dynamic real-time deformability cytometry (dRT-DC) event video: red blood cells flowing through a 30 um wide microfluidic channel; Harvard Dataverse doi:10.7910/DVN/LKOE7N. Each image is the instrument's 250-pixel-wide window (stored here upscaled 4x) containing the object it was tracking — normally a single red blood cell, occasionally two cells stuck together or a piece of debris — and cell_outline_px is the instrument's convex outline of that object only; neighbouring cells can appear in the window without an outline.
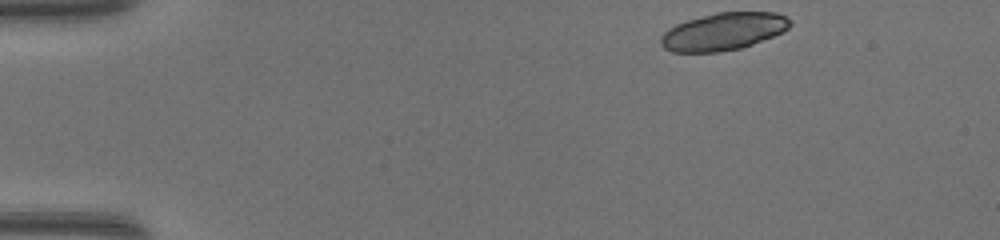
{"species": "common noctule bat (a hibernating species)", "species_latin": "Nyctalus noctula", "temperature_condition": "warm", "stored_images_in_passage": 42, "camera_frame_rate_fps": 3000, "um_per_image_px": 0.085, "animal": {"sex": "female", "body_mass_g": 17.0, "forearm_length_mm": 48.0}, "frame": {"image": 1, "passage_image": 1, "time_ms": 0.0, "image_size_px": [1000, 240], "cell_outline_px": [[792, 24], [788, 28], [772, 36], [752, 44], [740, 48], [716, 52], [672, 52], [664, 48], [660, 44], [660, 36], [668, 28], [676, 24], [688, 20], [716, 12], [776, 12], [792, 20]], "centroid_in_image_um": [61.46, 2.67], "position_along_channel_um": 23.5, "area_um2": 28.09}}
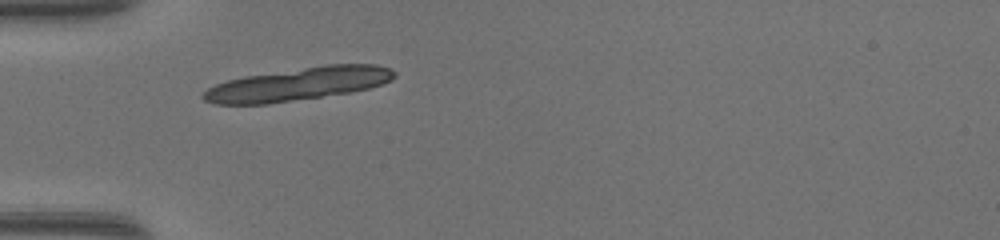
{"frame": {"image": 2, "passage_image": 10, "time_ms": 3.0, "image_size_px": [1000, 240], "cell_outline_px": [[396, 76], [392, 80], [368, 88], [352, 92], [268, 104], [216, 104], [204, 100], [200, 96], [208, 88], [216, 84], [228, 80], [244, 76], [328, 64], [376, 64], [388, 68], [396, 72]], "centroid_in_image_um": [25.34, 7.14], "position_along_channel_um": 59.7, "area_um2": 36.59}, "authors_computed_cell_mechanics": {"area_um2": 28.6399, "velocity_mm_per_s": 4.3528, "shape_relaxation_time_tau1_ms": 0.7411, "shape_relaxation_time_tau2_ms": 1.1843, "deformation_change_tau1": 0.2629, "deformation_change_tau2": 0.0775}}